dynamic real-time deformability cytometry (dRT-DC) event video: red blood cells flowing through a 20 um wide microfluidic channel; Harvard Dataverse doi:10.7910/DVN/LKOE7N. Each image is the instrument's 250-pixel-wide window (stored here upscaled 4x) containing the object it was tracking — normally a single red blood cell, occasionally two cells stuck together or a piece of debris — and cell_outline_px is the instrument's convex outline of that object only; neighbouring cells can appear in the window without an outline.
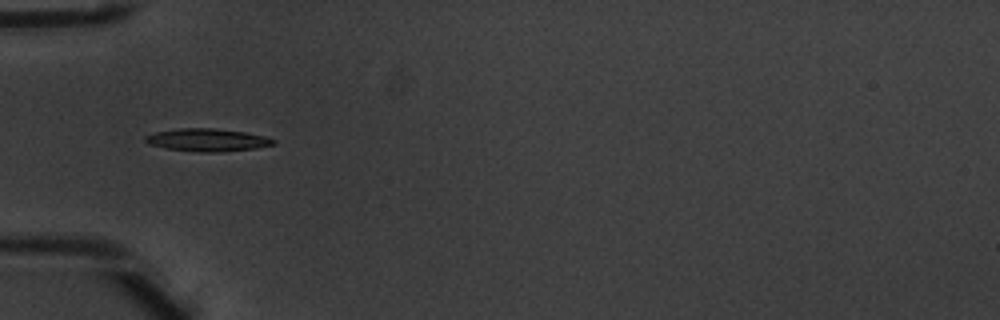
{"species": "common noctule bat (a hibernating species)", "species_latin": "Nyctalus noctula", "temperature_condition": "warm", "stored_images_in_passage": 3, "camera_frame_rate_fps": 3000, "um_per_image_px": 0.085, "animal": {"sex": "male", "body_mass_g": 20.1, "forearm_length_mm": 53.5}, "frame": {"image": 1, "passage_image": 1, "time_ms": 0.0, "image_size_px": [1000, 320], "cell_outline_px": [[276, 144], [256, 148], [220, 152], [200, 152], [164, 148], [148, 144], [144, 140], [144, 136], [156, 132], [180, 128], [216, 128], [244, 132], [264, 136], [276, 140]], "centroid_in_image_um": [17.62, 11.9], "position_along_channel_um": 67.4, "area_um2": 16.99}}
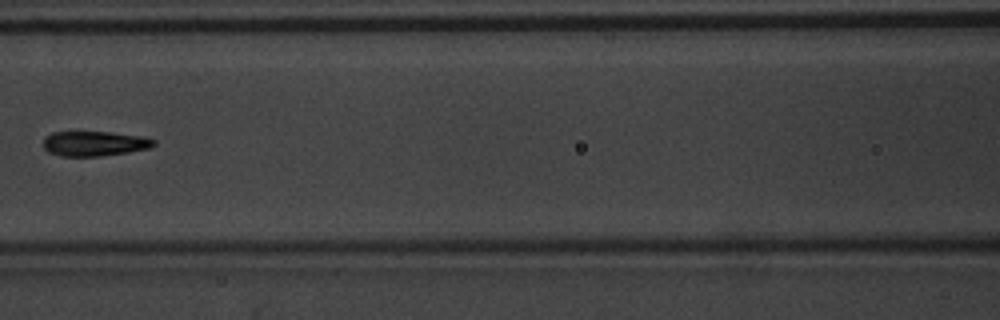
{"frame": {"image": 2, "passage_image": 3, "time_ms": 0.667, "image_size_px": [1000, 320], "cell_outline_px": [[156, 144], [152, 148], [128, 152], [100, 156], [60, 156], [48, 152], [44, 148], [44, 136], [52, 132], [112, 132], [140, 136], [156, 140]], "centroid_in_image_um": [8.03, 12.2], "position_along_channel_um": 158.6, "area_um2": 16.13}}